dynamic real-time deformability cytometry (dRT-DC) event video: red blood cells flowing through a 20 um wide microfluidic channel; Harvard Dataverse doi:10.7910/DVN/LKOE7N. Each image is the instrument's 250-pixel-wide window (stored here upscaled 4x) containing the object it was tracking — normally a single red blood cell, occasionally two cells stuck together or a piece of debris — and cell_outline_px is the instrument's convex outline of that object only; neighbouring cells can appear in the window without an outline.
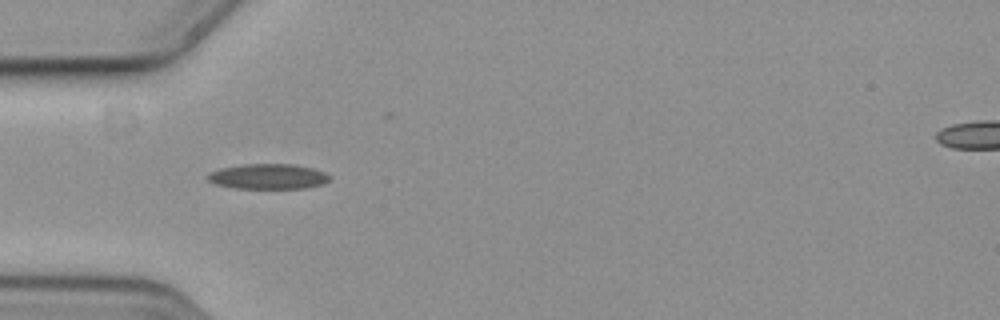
{"species": "common noctule bat (a hibernating species)", "species_latin": "Nyctalus noctula", "temperature_condition": "cold", "stored_images_in_passage": 41, "camera_frame_rate_fps": 3000, "um_per_image_px": 0.085, "animal": {"sex": "female", "body_mass_g": 19.3, "forearm_length_mm": 54.1}, "frame": {"image": 1, "passage_image": 1, "time_ms": 0.0, "image_size_px": [1000, 320], "cell_outline_px": [[332, 176], [324, 184], [308, 188], [232, 188], [216, 184], [208, 180], [204, 176], [208, 172], [220, 168], [244, 164], [292, 164], [312, 168], [324, 172]], "centroid_in_image_um": [22.77, 15.0], "position_along_channel_um": 62.2, "area_um2": 18.09}}
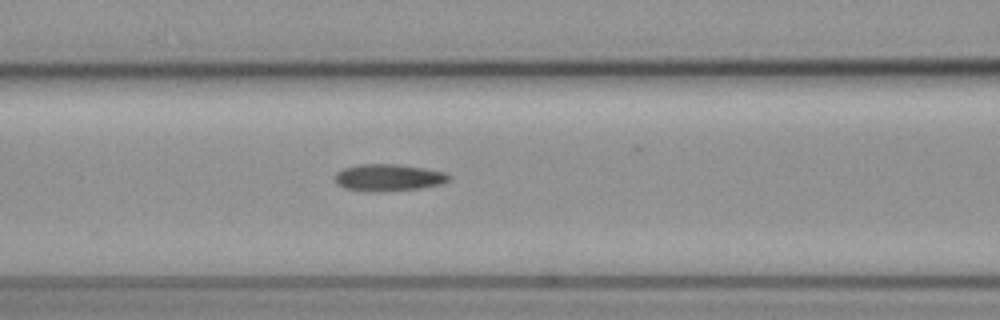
{"frame": {"image": 2, "passage_image": 7, "time_ms": 2.0, "image_size_px": [1000, 320], "cell_outline_px": [[452, 176], [448, 180], [440, 184], [420, 188], [372, 192], [368, 192], [348, 188], [340, 184], [336, 180], [336, 172], [344, 168], [360, 164], [396, 164], [424, 168], [444, 172]], "centroid_in_image_um": [33.05, 15.08], "position_along_channel_um": 133.6, "area_um2": 17.57}}
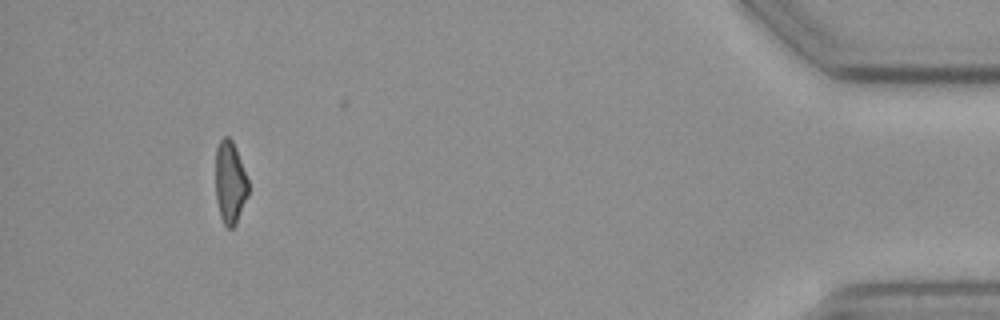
{"frame": {"image": 3, "passage_image": 36, "time_ms": 11.667, "image_size_px": [1000, 320], "cell_outline_px": [[248, 196], [236, 224], [232, 228], [228, 228], [224, 224], [220, 216], [216, 200], [216, 148], [220, 140], [224, 136], [228, 136], [232, 140], [248, 180]], "centroid_in_image_um": [19.55, 15.53], "position_along_channel_um": 415.7, "area_um2": 15.66}, "authors_computed_cell_mechanics": {"area_um2": 17.051, "velocity_mm_per_s": 3.6625, "shape_relaxation_time_tau1_ms": 4.1898, "shape_relaxation_time_tau2_ms": 9.3112, "deformation_change_tau1": 0.1023, "deformation_change_tau2": 0.1859}}